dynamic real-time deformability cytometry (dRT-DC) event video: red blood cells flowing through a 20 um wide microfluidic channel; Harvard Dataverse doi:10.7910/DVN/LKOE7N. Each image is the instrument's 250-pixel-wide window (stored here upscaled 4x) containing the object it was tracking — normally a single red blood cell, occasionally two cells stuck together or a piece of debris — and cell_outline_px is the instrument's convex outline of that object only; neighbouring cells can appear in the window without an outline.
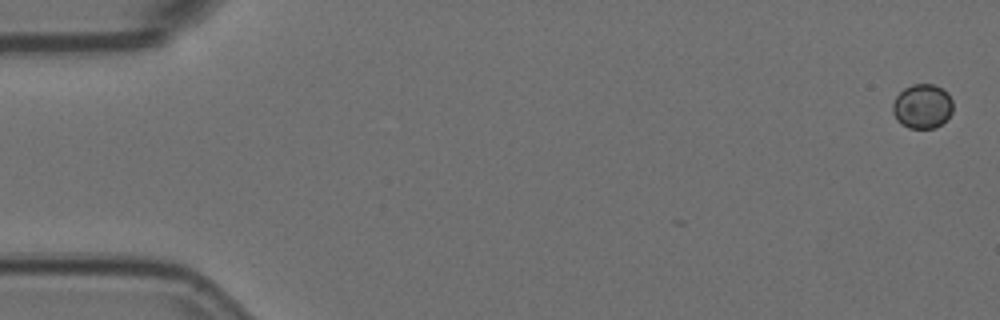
{"species": "Egyptian fruit bat (a non-hibernating species)", "species_latin": "Rousettus aegyptiacus", "temperature_condition": "room temperature", "stored_images_in_passage": 5, "camera_frame_rate_fps": 3000, "um_per_image_px": 0.085, "animal": {"sex": "female"}, "frame": {"image": 1, "passage_image": 1, "time_ms": 0.0, "image_size_px": [1000, 320], "cell_outline_px": [[952, 112], [936, 128], [908, 128], [900, 124], [896, 120], [892, 112], [892, 104], [896, 96], [904, 88], [912, 84], [932, 84], [948, 92], [952, 100]], "centroid_in_image_um": [78.37, 9.04], "position_along_channel_um": 6.6, "area_um2": 15.66}}